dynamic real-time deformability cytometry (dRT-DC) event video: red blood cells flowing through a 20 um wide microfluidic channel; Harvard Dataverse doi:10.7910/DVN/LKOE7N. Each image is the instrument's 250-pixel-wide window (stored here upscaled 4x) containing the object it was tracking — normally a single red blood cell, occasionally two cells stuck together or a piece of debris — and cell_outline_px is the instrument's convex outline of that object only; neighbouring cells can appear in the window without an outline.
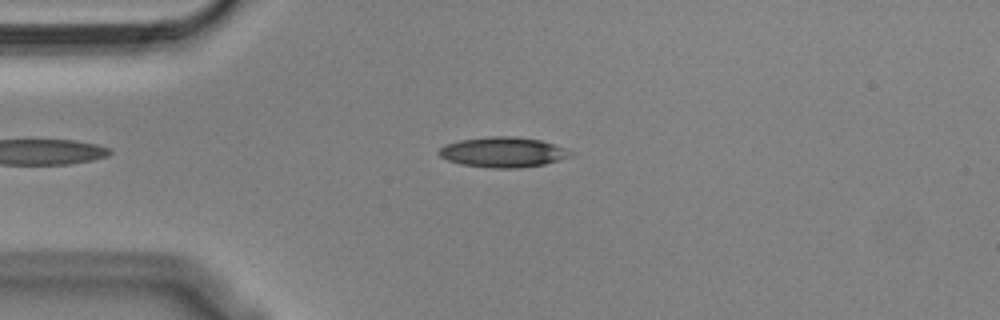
{"species": "Egyptian fruit bat (a non-hibernating species)", "species_latin": "Rousettus aegyptiacus", "temperature_condition": "cold", "stored_images_in_passage": 42, "camera_frame_rate_fps": 3000, "um_per_image_px": 0.085, "animal": {"sex": "male"}, "frame": {"image": 1, "passage_image": 4, "time_ms": 1.0, "image_size_px": [1000, 320], "cell_outline_px": [[576, 152], [572, 156], [544, 164], [516, 168], [492, 168], [460, 164], [448, 160], [440, 156], [440, 148], [448, 144], [460, 140], [488, 136], [512, 136], [540, 140]], "centroid_in_image_um": [42.78, 12.93], "position_along_channel_um": 42.2, "area_um2": 22.95}}
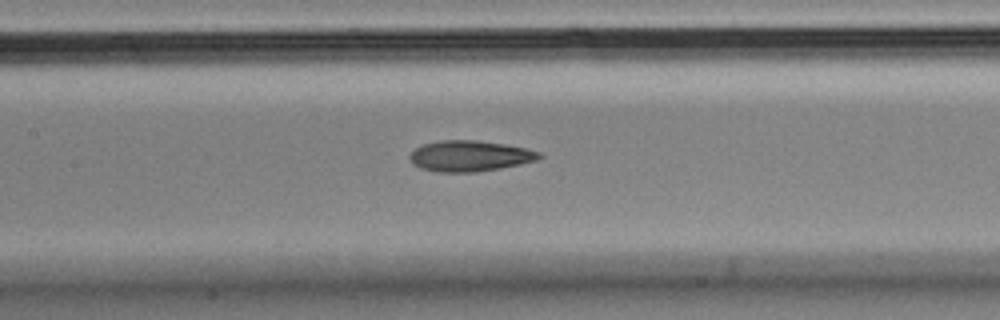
{"frame": {"image": 2, "passage_image": 16, "time_ms": 5.0, "image_size_px": [1000, 320], "cell_outline_px": [[544, 156], [536, 160], [520, 164], [500, 168], [476, 172], [436, 172], [420, 168], [412, 164], [408, 156], [416, 148], [424, 144], [440, 140], [476, 140], [504, 144], [524, 148], [540, 152]], "centroid_in_image_um": [39.91, 13.26], "position_along_channel_um": 167.5, "area_um2": 23.24}}
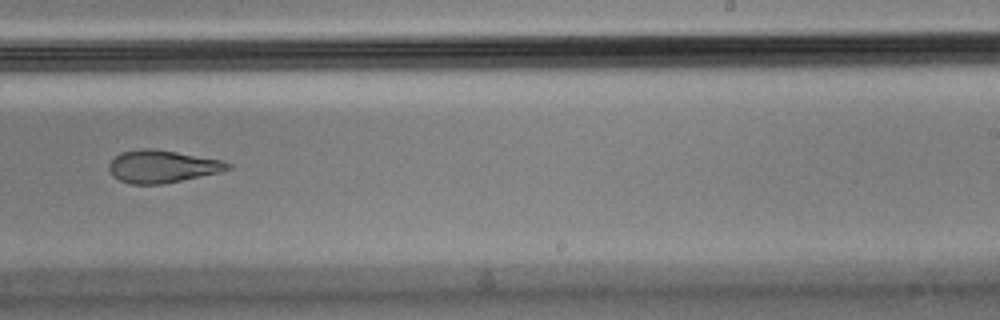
{"frame": {"image": 3, "passage_image": 25, "time_ms": 8.0, "image_size_px": [1000, 320], "cell_outline_px": [[232, 168], [220, 172], [160, 184], [132, 184], [120, 180], [112, 176], [108, 168], [108, 164], [120, 152], [140, 148], [152, 148], [224, 160], [232, 164]], "centroid_in_image_um": [13.78, 14.13], "position_along_channel_um": 275.2, "area_um2": 22.48}, "authors_computed_cell_mechanics": {"area_um2": 23.0911, "velocity_mm_per_s": 3.6076, "shape_relaxation_time_tau1_ms": null, "shape_relaxation_time_tau2_ms": 5.4965, "deformation_change_tau1": null, "deformation_change_tau2": 0.1451}}